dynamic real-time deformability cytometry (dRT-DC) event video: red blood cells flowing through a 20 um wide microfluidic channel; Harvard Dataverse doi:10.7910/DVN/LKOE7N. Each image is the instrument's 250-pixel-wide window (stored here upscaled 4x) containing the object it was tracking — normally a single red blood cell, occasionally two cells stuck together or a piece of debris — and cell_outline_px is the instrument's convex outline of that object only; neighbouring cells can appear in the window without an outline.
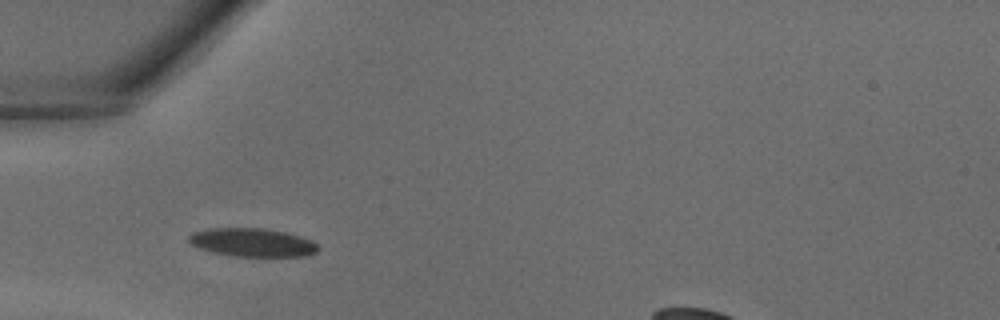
{"species": "common noctule bat (a hibernating species)", "species_latin": "Nyctalus noctula", "temperature_condition": "warm", "stored_images_in_passage": 26, "camera_frame_rate_fps": 3000, "um_per_image_px": 0.085, "animal": {"sex": "male", "body_mass_g": 18.8}, "frame": {"image": 1, "passage_image": 1, "time_ms": 0.0, "image_size_px": [1000, 320], "cell_outline_px": [[320, 248], [316, 252], [304, 256], [236, 256], [212, 252], [200, 248], [192, 244], [188, 240], [188, 236], [192, 232], [208, 228], [264, 228], [284, 232], [300, 236], [312, 240]], "centroid_in_image_um": [21.44, 20.6], "position_along_channel_um": 63.6, "area_um2": 21.33}}
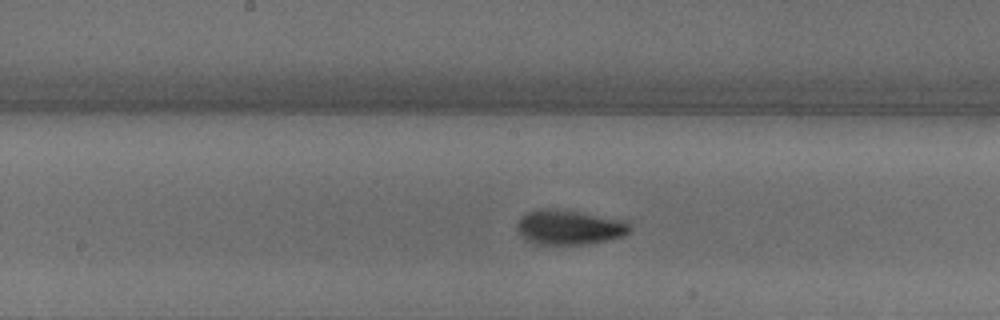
{"frame": {"image": 2, "passage_image": 9, "time_ms": 2.667, "image_size_px": [1000, 320], "cell_outline_px": [[632, 228], [628, 232], [620, 236], [604, 240], [580, 244], [536, 244], [528, 240], [516, 232], [516, 224], [520, 216], [528, 212], [540, 208], [556, 208], [624, 220]], "centroid_in_image_um": [48.3, 19.3], "position_along_channel_um": 199.9, "area_um2": 22.6}}
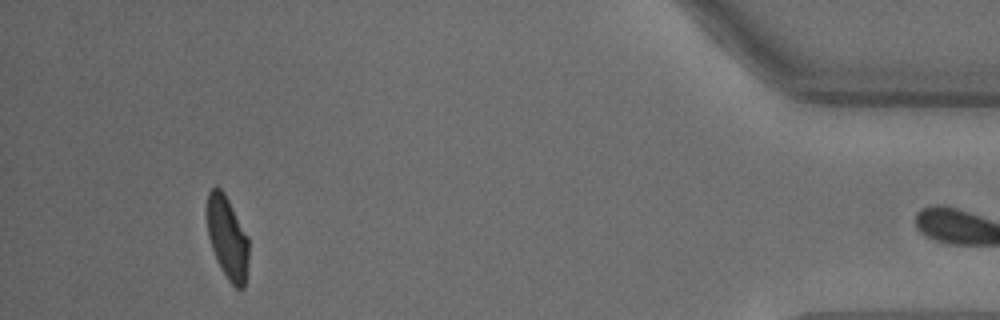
{"frame": {"image": 3, "passage_image": 25, "time_ms": 8.0, "image_size_px": [1000, 320], "cell_outline_px": [[248, 260], [244, 288], [236, 288], [228, 280], [220, 268], [216, 260], [208, 236], [208, 192], [216, 184], [224, 192], [248, 236]], "centroid_in_image_um": [19.33, 20.21], "position_along_channel_um": 415.9, "area_um2": 19.94}}